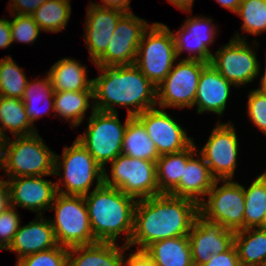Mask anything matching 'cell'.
<instances>
[{
    "mask_svg": "<svg viewBox=\"0 0 266 266\" xmlns=\"http://www.w3.org/2000/svg\"><path fill=\"white\" fill-rule=\"evenodd\" d=\"M199 214L197 202L169 193L137 200L128 248L137 245L144 251L156 241L187 236Z\"/></svg>",
    "mask_w": 266,
    "mask_h": 266,
    "instance_id": "6da1fadb",
    "label": "cell"
},
{
    "mask_svg": "<svg viewBox=\"0 0 266 266\" xmlns=\"http://www.w3.org/2000/svg\"><path fill=\"white\" fill-rule=\"evenodd\" d=\"M96 67L100 73L92 86L96 110L115 113L119 105L128 107L127 115L134 117L157 107V87L135 65Z\"/></svg>",
    "mask_w": 266,
    "mask_h": 266,
    "instance_id": "7a4b0ae2",
    "label": "cell"
},
{
    "mask_svg": "<svg viewBox=\"0 0 266 266\" xmlns=\"http://www.w3.org/2000/svg\"><path fill=\"white\" fill-rule=\"evenodd\" d=\"M89 193L84 200L97 242L117 243V237L124 233L123 244L128 246L134 229L137 200L104 182H96L94 190Z\"/></svg>",
    "mask_w": 266,
    "mask_h": 266,
    "instance_id": "3957f363",
    "label": "cell"
},
{
    "mask_svg": "<svg viewBox=\"0 0 266 266\" xmlns=\"http://www.w3.org/2000/svg\"><path fill=\"white\" fill-rule=\"evenodd\" d=\"M55 152L38 133L0 141V168L7 178L54 175Z\"/></svg>",
    "mask_w": 266,
    "mask_h": 266,
    "instance_id": "277c9868",
    "label": "cell"
},
{
    "mask_svg": "<svg viewBox=\"0 0 266 266\" xmlns=\"http://www.w3.org/2000/svg\"><path fill=\"white\" fill-rule=\"evenodd\" d=\"M132 117L127 115L125 122L121 124L118 112L94 109L89 116L86 132L76 138L104 171L107 163H111L122 154L125 130Z\"/></svg>",
    "mask_w": 266,
    "mask_h": 266,
    "instance_id": "5b68a950",
    "label": "cell"
},
{
    "mask_svg": "<svg viewBox=\"0 0 266 266\" xmlns=\"http://www.w3.org/2000/svg\"><path fill=\"white\" fill-rule=\"evenodd\" d=\"M54 175H61L55 183L57 193L63 195L85 196L95 180H104V170L76 139L71 147L65 146L62 156L55 154ZM62 180L66 191L60 186Z\"/></svg>",
    "mask_w": 266,
    "mask_h": 266,
    "instance_id": "8992f818",
    "label": "cell"
},
{
    "mask_svg": "<svg viewBox=\"0 0 266 266\" xmlns=\"http://www.w3.org/2000/svg\"><path fill=\"white\" fill-rule=\"evenodd\" d=\"M177 58L173 32L167 25L154 22L142 35L134 65L157 87Z\"/></svg>",
    "mask_w": 266,
    "mask_h": 266,
    "instance_id": "52a82bcc",
    "label": "cell"
},
{
    "mask_svg": "<svg viewBox=\"0 0 266 266\" xmlns=\"http://www.w3.org/2000/svg\"><path fill=\"white\" fill-rule=\"evenodd\" d=\"M50 210L55 211L54 219L50 222L58 245L71 248L97 243L84 196L57 193Z\"/></svg>",
    "mask_w": 266,
    "mask_h": 266,
    "instance_id": "ba28073f",
    "label": "cell"
},
{
    "mask_svg": "<svg viewBox=\"0 0 266 266\" xmlns=\"http://www.w3.org/2000/svg\"><path fill=\"white\" fill-rule=\"evenodd\" d=\"M103 182L136 200L161 194L157 184L156 162L124 154L111 162V177L104 171Z\"/></svg>",
    "mask_w": 266,
    "mask_h": 266,
    "instance_id": "9c48e42d",
    "label": "cell"
},
{
    "mask_svg": "<svg viewBox=\"0 0 266 266\" xmlns=\"http://www.w3.org/2000/svg\"><path fill=\"white\" fill-rule=\"evenodd\" d=\"M222 181L223 185L218 187ZM207 196V202L199 204L202 217L233 232L244 229L245 195L241 184L232 179L215 180Z\"/></svg>",
    "mask_w": 266,
    "mask_h": 266,
    "instance_id": "30bf717a",
    "label": "cell"
},
{
    "mask_svg": "<svg viewBox=\"0 0 266 266\" xmlns=\"http://www.w3.org/2000/svg\"><path fill=\"white\" fill-rule=\"evenodd\" d=\"M234 36L212 55L210 64L227 81L240 87L258 77L260 63L256 51L247 43V37L241 38L238 32Z\"/></svg>",
    "mask_w": 266,
    "mask_h": 266,
    "instance_id": "8fae6325",
    "label": "cell"
},
{
    "mask_svg": "<svg viewBox=\"0 0 266 266\" xmlns=\"http://www.w3.org/2000/svg\"><path fill=\"white\" fill-rule=\"evenodd\" d=\"M206 62L180 60L175 62L165 79L157 86V106L193 108L198 81Z\"/></svg>",
    "mask_w": 266,
    "mask_h": 266,
    "instance_id": "7c38bea8",
    "label": "cell"
},
{
    "mask_svg": "<svg viewBox=\"0 0 266 266\" xmlns=\"http://www.w3.org/2000/svg\"><path fill=\"white\" fill-rule=\"evenodd\" d=\"M218 122L207 143L198 151L216 180L233 179L237 166L239 139L232 122Z\"/></svg>",
    "mask_w": 266,
    "mask_h": 266,
    "instance_id": "4fadbf2b",
    "label": "cell"
},
{
    "mask_svg": "<svg viewBox=\"0 0 266 266\" xmlns=\"http://www.w3.org/2000/svg\"><path fill=\"white\" fill-rule=\"evenodd\" d=\"M149 25L134 13H125L118 21L105 53L94 65H134L142 35Z\"/></svg>",
    "mask_w": 266,
    "mask_h": 266,
    "instance_id": "5bb4252c",
    "label": "cell"
},
{
    "mask_svg": "<svg viewBox=\"0 0 266 266\" xmlns=\"http://www.w3.org/2000/svg\"><path fill=\"white\" fill-rule=\"evenodd\" d=\"M145 127L159 155L187 149L193 138L164 109L154 107L135 116Z\"/></svg>",
    "mask_w": 266,
    "mask_h": 266,
    "instance_id": "9a60e30c",
    "label": "cell"
},
{
    "mask_svg": "<svg viewBox=\"0 0 266 266\" xmlns=\"http://www.w3.org/2000/svg\"><path fill=\"white\" fill-rule=\"evenodd\" d=\"M235 232L226 229L222 224L197 216L189 236L194 266L207 263L212 255L227 251L234 244Z\"/></svg>",
    "mask_w": 266,
    "mask_h": 266,
    "instance_id": "2e32d148",
    "label": "cell"
},
{
    "mask_svg": "<svg viewBox=\"0 0 266 266\" xmlns=\"http://www.w3.org/2000/svg\"><path fill=\"white\" fill-rule=\"evenodd\" d=\"M211 22V18L200 16H189L185 20L182 28L175 34L173 33L177 57H180V54L186 50L189 56L182 60L211 62L213 53L209 50V46L214 42L216 39L214 37L218 33L217 27Z\"/></svg>",
    "mask_w": 266,
    "mask_h": 266,
    "instance_id": "e0dca14e",
    "label": "cell"
},
{
    "mask_svg": "<svg viewBox=\"0 0 266 266\" xmlns=\"http://www.w3.org/2000/svg\"><path fill=\"white\" fill-rule=\"evenodd\" d=\"M44 176H22L3 180L10 190L11 206L37 212L49 210L57 194L56 183Z\"/></svg>",
    "mask_w": 266,
    "mask_h": 266,
    "instance_id": "ac0fdd59",
    "label": "cell"
},
{
    "mask_svg": "<svg viewBox=\"0 0 266 266\" xmlns=\"http://www.w3.org/2000/svg\"><path fill=\"white\" fill-rule=\"evenodd\" d=\"M125 12L89 4L84 39L93 64L105 53L119 19Z\"/></svg>",
    "mask_w": 266,
    "mask_h": 266,
    "instance_id": "d6986e66",
    "label": "cell"
},
{
    "mask_svg": "<svg viewBox=\"0 0 266 266\" xmlns=\"http://www.w3.org/2000/svg\"><path fill=\"white\" fill-rule=\"evenodd\" d=\"M231 86L234 85L208 63L203 68L198 81L194 102V106H198L197 113L203 114L208 111L222 116L230 96Z\"/></svg>",
    "mask_w": 266,
    "mask_h": 266,
    "instance_id": "ffe728a7",
    "label": "cell"
},
{
    "mask_svg": "<svg viewBox=\"0 0 266 266\" xmlns=\"http://www.w3.org/2000/svg\"><path fill=\"white\" fill-rule=\"evenodd\" d=\"M35 221L20 226L10 246L6 249L18 254L17 261L27 255L46 251L58 246L50 219L37 215Z\"/></svg>",
    "mask_w": 266,
    "mask_h": 266,
    "instance_id": "44dd1931",
    "label": "cell"
},
{
    "mask_svg": "<svg viewBox=\"0 0 266 266\" xmlns=\"http://www.w3.org/2000/svg\"><path fill=\"white\" fill-rule=\"evenodd\" d=\"M197 152L187 160L182 179L169 194L188 198L200 204L205 200L216 179L203 157ZM196 155L198 159L195 158Z\"/></svg>",
    "mask_w": 266,
    "mask_h": 266,
    "instance_id": "7402d4cb",
    "label": "cell"
},
{
    "mask_svg": "<svg viewBox=\"0 0 266 266\" xmlns=\"http://www.w3.org/2000/svg\"><path fill=\"white\" fill-rule=\"evenodd\" d=\"M97 242L69 248L68 266H123L128 246Z\"/></svg>",
    "mask_w": 266,
    "mask_h": 266,
    "instance_id": "603a6c76",
    "label": "cell"
},
{
    "mask_svg": "<svg viewBox=\"0 0 266 266\" xmlns=\"http://www.w3.org/2000/svg\"><path fill=\"white\" fill-rule=\"evenodd\" d=\"M85 66L75 59L65 57L53 64L47 75L54 92L93 91V79H87Z\"/></svg>",
    "mask_w": 266,
    "mask_h": 266,
    "instance_id": "cb8c5ba5",
    "label": "cell"
},
{
    "mask_svg": "<svg viewBox=\"0 0 266 266\" xmlns=\"http://www.w3.org/2000/svg\"><path fill=\"white\" fill-rule=\"evenodd\" d=\"M144 252L156 266H194L188 235L156 241Z\"/></svg>",
    "mask_w": 266,
    "mask_h": 266,
    "instance_id": "d4e9b609",
    "label": "cell"
},
{
    "mask_svg": "<svg viewBox=\"0 0 266 266\" xmlns=\"http://www.w3.org/2000/svg\"><path fill=\"white\" fill-rule=\"evenodd\" d=\"M0 124V141L9 138L6 130L14 137L38 133L27 116L24 102L19 98L0 96Z\"/></svg>",
    "mask_w": 266,
    "mask_h": 266,
    "instance_id": "484cf974",
    "label": "cell"
},
{
    "mask_svg": "<svg viewBox=\"0 0 266 266\" xmlns=\"http://www.w3.org/2000/svg\"><path fill=\"white\" fill-rule=\"evenodd\" d=\"M194 142L180 152L163 154L156 161L160 193H170L180 182L187 160L197 151Z\"/></svg>",
    "mask_w": 266,
    "mask_h": 266,
    "instance_id": "4316f807",
    "label": "cell"
},
{
    "mask_svg": "<svg viewBox=\"0 0 266 266\" xmlns=\"http://www.w3.org/2000/svg\"><path fill=\"white\" fill-rule=\"evenodd\" d=\"M234 246L241 266H261L266 262V229L258 227L235 232Z\"/></svg>",
    "mask_w": 266,
    "mask_h": 266,
    "instance_id": "83f0119b",
    "label": "cell"
},
{
    "mask_svg": "<svg viewBox=\"0 0 266 266\" xmlns=\"http://www.w3.org/2000/svg\"><path fill=\"white\" fill-rule=\"evenodd\" d=\"M122 154L155 162L160 157L145 127L135 116L127 123L122 144Z\"/></svg>",
    "mask_w": 266,
    "mask_h": 266,
    "instance_id": "f1b7e54d",
    "label": "cell"
},
{
    "mask_svg": "<svg viewBox=\"0 0 266 266\" xmlns=\"http://www.w3.org/2000/svg\"><path fill=\"white\" fill-rule=\"evenodd\" d=\"M91 99L93 100V91L54 92V113L70 122L72 127H76L82 123L89 107L95 109L94 104L89 103Z\"/></svg>",
    "mask_w": 266,
    "mask_h": 266,
    "instance_id": "f546056e",
    "label": "cell"
},
{
    "mask_svg": "<svg viewBox=\"0 0 266 266\" xmlns=\"http://www.w3.org/2000/svg\"><path fill=\"white\" fill-rule=\"evenodd\" d=\"M22 101L24 102L27 116L33 126L35 120H38L40 116L49 114L48 111L51 110L54 112V89L48 75L40 80L35 78V80L28 81ZM38 102H44L46 104L47 108H44L45 112L42 111ZM37 105L40 107H37Z\"/></svg>",
    "mask_w": 266,
    "mask_h": 266,
    "instance_id": "4dcf8cb0",
    "label": "cell"
},
{
    "mask_svg": "<svg viewBox=\"0 0 266 266\" xmlns=\"http://www.w3.org/2000/svg\"><path fill=\"white\" fill-rule=\"evenodd\" d=\"M245 195L244 229L263 226L266 213V170L249 185Z\"/></svg>",
    "mask_w": 266,
    "mask_h": 266,
    "instance_id": "1f68e13d",
    "label": "cell"
},
{
    "mask_svg": "<svg viewBox=\"0 0 266 266\" xmlns=\"http://www.w3.org/2000/svg\"><path fill=\"white\" fill-rule=\"evenodd\" d=\"M71 9L70 0H47L31 16L41 30L57 33L67 26Z\"/></svg>",
    "mask_w": 266,
    "mask_h": 266,
    "instance_id": "d6a6232c",
    "label": "cell"
},
{
    "mask_svg": "<svg viewBox=\"0 0 266 266\" xmlns=\"http://www.w3.org/2000/svg\"><path fill=\"white\" fill-rule=\"evenodd\" d=\"M28 81L12 57L0 59V96L22 99Z\"/></svg>",
    "mask_w": 266,
    "mask_h": 266,
    "instance_id": "836d02e7",
    "label": "cell"
},
{
    "mask_svg": "<svg viewBox=\"0 0 266 266\" xmlns=\"http://www.w3.org/2000/svg\"><path fill=\"white\" fill-rule=\"evenodd\" d=\"M236 14L242 18L241 29L253 35L266 31V0H242Z\"/></svg>",
    "mask_w": 266,
    "mask_h": 266,
    "instance_id": "e575fe53",
    "label": "cell"
},
{
    "mask_svg": "<svg viewBox=\"0 0 266 266\" xmlns=\"http://www.w3.org/2000/svg\"><path fill=\"white\" fill-rule=\"evenodd\" d=\"M69 248L56 246L52 249L27 255L16 266H68Z\"/></svg>",
    "mask_w": 266,
    "mask_h": 266,
    "instance_id": "d590c367",
    "label": "cell"
},
{
    "mask_svg": "<svg viewBox=\"0 0 266 266\" xmlns=\"http://www.w3.org/2000/svg\"><path fill=\"white\" fill-rule=\"evenodd\" d=\"M12 42L33 44L38 38L41 29L31 15L10 14Z\"/></svg>",
    "mask_w": 266,
    "mask_h": 266,
    "instance_id": "8d00e7d4",
    "label": "cell"
},
{
    "mask_svg": "<svg viewBox=\"0 0 266 266\" xmlns=\"http://www.w3.org/2000/svg\"><path fill=\"white\" fill-rule=\"evenodd\" d=\"M247 113L251 122L266 135V96L262 91H249Z\"/></svg>",
    "mask_w": 266,
    "mask_h": 266,
    "instance_id": "74e56055",
    "label": "cell"
},
{
    "mask_svg": "<svg viewBox=\"0 0 266 266\" xmlns=\"http://www.w3.org/2000/svg\"><path fill=\"white\" fill-rule=\"evenodd\" d=\"M20 215L15 207L11 206L0 214V250H6L20 225Z\"/></svg>",
    "mask_w": 266,
    "mask_h": 266,
    "instance_id": "f35d334b",
    "label": "cell"
},
{
    "mask_svg": "<svg viewBox=\"0 0 266 266\" xmlns=\"http://www.w3.org/2000/svg\"><path fill=\"white\" fill-rule=\"evenodd\" d=\"M201 266H241L234 244L225 252L212 255L209 261Z\"/></svg>",
    "mask_w": 266,
    "mask_h": 266,
    "instance_id": "ab89813d",
    "label": "cell"
},
{
    "mask_svg": "<svg viewBox=\"0 0 266 266\" xmlns=\"http://www.w3.org/2000/svg\"><path fill=\"white\" fill-rule=\"evenodd\" d=\"M47 0H10V10L12 14L32 15L39 6Z\"/></svg>",
    "mask_w": 266,
    "mask_h": 266,
    "instance_id": "60d3db41",
    "label": "cell"
},
{
    "mask_svg": "<svg viewBox=\"0 0 266 266\" xmlns=\"http://www.w3.org/2000/svg\"><path fill=\"white\" fill-rule=\"evenodd\" d=\"M123 257V266H156L154 261L144 252L136 250L129 253L127 259Z\"/></svg>",
    "mask_w": 266,
    "mask_h": 266,
    "instance_id": "b9f144b4",
    "label": "cell"
},
{
    "mask_svg": "<svg viewBox=\"0 0 266 266\" xmlns=\"http://www.w3.org/2000/svg\"><path fill=\"white\" fill-rule=\"evenodd\" d=\"M12 43L10 20L0 18V48H8Z\"/></svg>",
    "mask_w": 266,
    "mask_h": 266,
    "instance_id": "7bdbcfd3",
    "label": "cell"
},
{
    "mask_svg": "<svg viewBox=\"0 0 266 266\" xmlns=\"http://www.w3.org/2000/svg\"><path fill=\"white\" fill-rule=\"evenodd\" d=\"M101 1L103 4L102 3L98 4L95 2L93 3V1L91 2V4L104 8L118 9L125 13L132 12L131 6L129 5L130 0H101Z\"/></svg>",
    "mask_w": 266,
    "mask_h": 266,
    "instance_id": "ee69618b",
    "label": "cell"
},
{
    "mask_svg": "<svg viewBox=\"0 0 266 266\" xmlns=\"http://www.w3.org/2000/svg\"><path fill=\"white\" fill-rule=\"evenodd\" d=\"M11 207L10 190L3 181L0 184V214Z\"/></svg>",
    "mask_w": 266,
    "mask_h": 266,
    "instance_id": "f6af8a7d",
    "label": "cell"
},
{
    "mask_svg": "<svg viewBox=\"0 0 266 266\" xmlns=\"http://www.w3.org/2000/svg\"><path fill=\"white\" fill-rule=\"evenodd\" d=\"M167 1H169L172 5H174L178 9L187 13L192 11L191 9L194 2V0H167Z\"/></svg>",
    "mask_w": 266,
    "mask_h": 266,
    "instance_id": "bcb514c9",
    "label": "cell"
},
{
    "mask_svg": "<svg viewBox=\"0 0 266 266\" xmlns=\"http://www.w3.org/2000/svg\"><path fill=\"white\" fill-rule=\"evenodd\" d=\"M223 8L236 13L242 0H216Z\"/></svg>",
    "mask_w": 266,
    "mask_h": 266,
    "instance_id": "7dc6e473",
    "label": "cell"
},
{
    "mask_svg": "<svg viewBox=\"0 0 266 266\" xmlns=\"http://www.w3.org/2000/svg\"><path fill=\"white\" fill-rule=\"evenodd\" d=\"M260 88H266V66H265L264 74L261 76Z\"/></svg>",
    "mask_w": 266,
    "mask_h": 266,
    "instance_id": "c3c4849f",
    "label": "cell"
},
{
    "mask_svg": "<svg viewBox=\"0 0 266 266\" xmlns=\"http://www.w3.org/2000/svg\"><path fill=\"white\" fill-rule=\"evenodd\" d=\"M256 90L262 91L263 94L266 96V88H257Z\"/></svg>",
    "mask_w": 266,
    "mask_h": 266,
    "instance_id": "681fc988",
    "label": "cell"
},
{
    "mask_svg": "<svg viewBox=\"0 0 266 266\" xmlns=\"http://www.w3.org/2000/svg\"><path fill=\"white\" fill-rule=\"evenodd\" d=\"M261 228L266 229V213H265V216H264L263 226Z\"/></svg>",
    "mask_w": 266,
    "mask_h": 266,
    "instance_id": "f907efd6",
    "label": "cell"
}]
</instances>
